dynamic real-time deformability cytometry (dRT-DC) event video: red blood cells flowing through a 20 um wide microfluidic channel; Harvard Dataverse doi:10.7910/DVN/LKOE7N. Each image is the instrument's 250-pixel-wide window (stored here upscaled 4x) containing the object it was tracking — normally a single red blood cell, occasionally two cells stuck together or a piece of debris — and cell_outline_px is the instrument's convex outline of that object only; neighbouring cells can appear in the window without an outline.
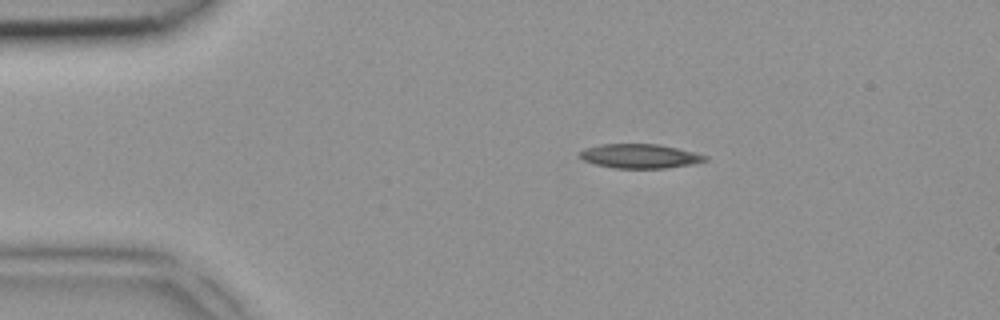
{"species": "common noctule bat (a hibernating species)", "species_latin": "Nyctalus noctula", "temperature_condition": "room temperature", "stored_images_in_passage": 3, "camera_frame_rate_fps": 3000, "um_per_image_px": 0.085, "animal": {"sex": "female", "body_mass_g": 18.4}, "frame": {"image": 1, "passage_image": 2, "time_ms": 0.333, "image_size_px": [1000, 320], "cell_outline_px": [[708, 160], [692, 164], [664, 168], [612, 168], [596, 164], [584, 160], [580, 156], [580, 152], [584, 148], [600, 144], [660, 144], [708, 156]], "centroid_in_image_um": [54.38, 13.27], "position_along_channel_um": 30.6, "area_um2": 17.57}}
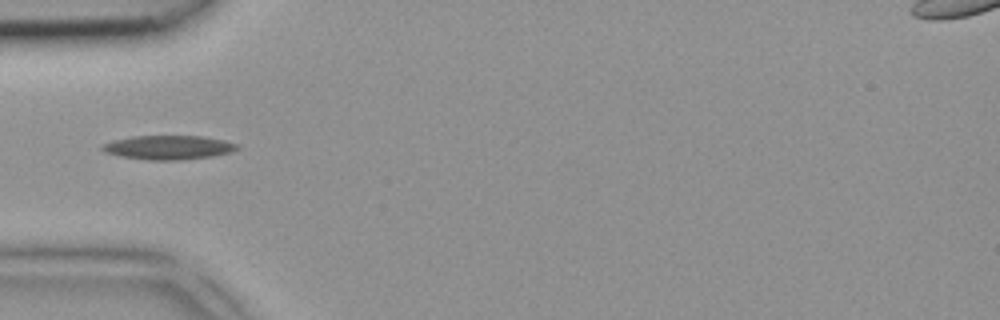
{"frame": {"image": 2, "passage_image": 3, "time_ms": 0.667, "image_size_px": [1000, 320], "cell_outline_px": [[240, 148], [232, 152], [212, 156], [180, 160], [148, 160], [120, 156], [104, 152], [100, 148], [100, 144], [112, 140], [132, 136], [200, 136], [224, 140], [240, 144]], "centroid_in_image_um": [14.3, 12.53], "position_along_channel_um": 70.7, "area_um2": 19.13}}